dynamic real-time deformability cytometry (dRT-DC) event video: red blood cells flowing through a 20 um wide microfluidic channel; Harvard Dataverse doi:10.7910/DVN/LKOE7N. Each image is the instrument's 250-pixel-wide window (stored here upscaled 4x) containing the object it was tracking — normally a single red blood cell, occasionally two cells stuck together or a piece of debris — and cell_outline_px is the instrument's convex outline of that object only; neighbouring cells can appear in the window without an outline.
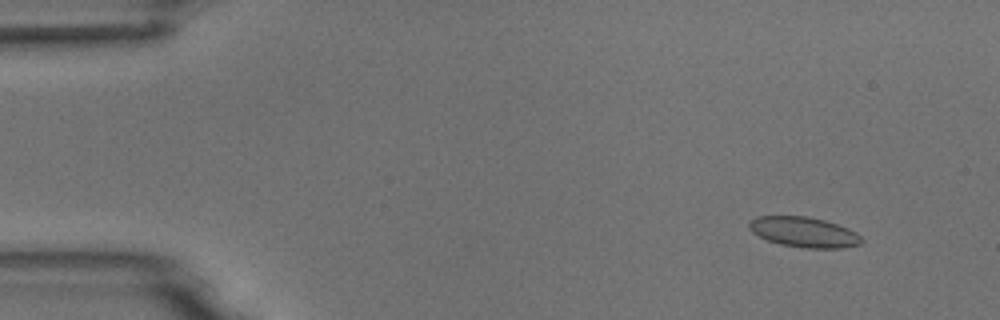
{"species": "common noctule bat (a hibernating species)", "species_latin": "Nyctalus noctula", "temperature_condition": "room temperature", "stored_images_in_passage": 5, "camera_frame_rate_fps": 3000, "um_per_image_px": 0.085, "animal": {"sex": "male", "body_mass_g": 18.8}, "frame": {"image": 1, "passage_image": 2, "time_ms": 1.0, "image_size_px": [1000, 320], "cell_outline_px": [[864, 240], [860, 244], [844, 248], [804, 248], [780, 244], [768, 240], [752, 232], [748, 228], [748, 224], [756, 216], [808, 216], [824, 220], [848, 228], [856, 232]], "centroid_in_image_um": [68.35, 19.73], "position_along_channel_um": 16.7, "area_um2": 19.83}}
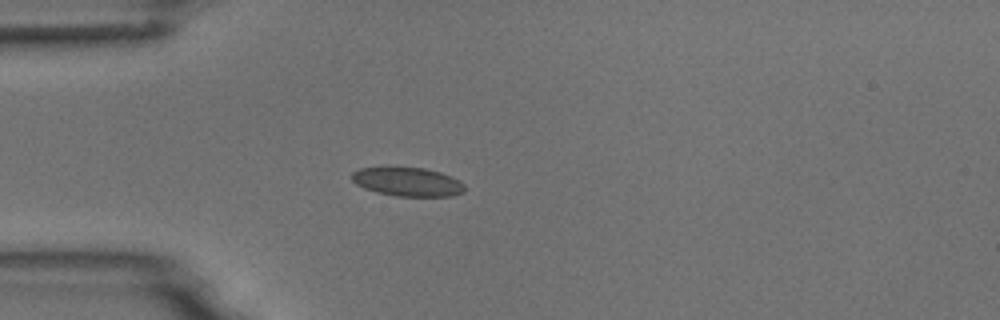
{"frame": {"image": 2, "passage_image": 5, "time_ms": 4.333, "image_size_px": [1000, 320], "cell_outline_px": [[464, 192], [452, 196], [396, 196], [376, 192], [364, 188], [356, 184], [352, 180], [352, 172], [360, 168], [424, 168], [440, 172], [452, 176], [460, 180], [464, 184]], "centroid_in_image_um": [34.67, 15.46], "position_along_channel_um": 50.3, "area_um2": 18.84}}